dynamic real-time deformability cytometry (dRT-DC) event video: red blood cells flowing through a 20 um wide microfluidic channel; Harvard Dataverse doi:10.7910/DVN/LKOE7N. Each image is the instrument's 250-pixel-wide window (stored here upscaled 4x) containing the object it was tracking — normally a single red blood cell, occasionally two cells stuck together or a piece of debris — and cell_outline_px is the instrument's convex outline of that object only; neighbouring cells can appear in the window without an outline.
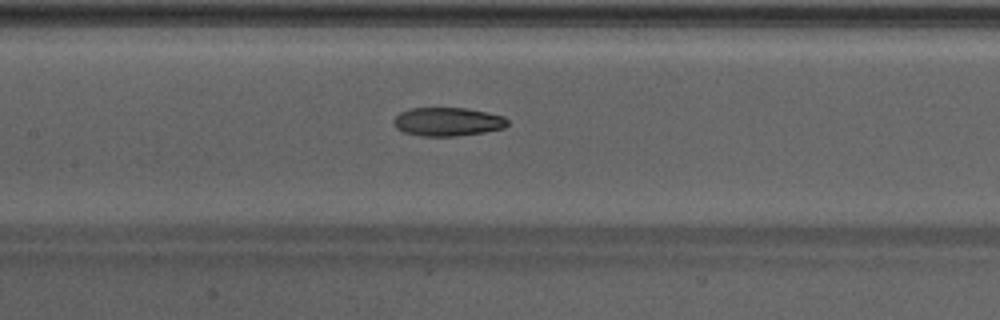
{"species": "Egyptian fruit bat (a non-hibernating species)", "species_latin": "Rousettus aegyptiacus", "temperature_condition": "warm", "stored_images_in_passage": 42, "camera_frame_rate_fps": 3000, "um_per_image_px": 0.085, "animal": {"sex": "male"}, "frame": {"image": 1, "passage_image": 20, "time_ms": 6.333, "image_size_px": [1000, 320], "cell_outline_px": [[508, 124], [504, 128], [484, 132], [456, 136], [420, 136], [404, 132], [396, 128], [392, 124], [392, 120], [400, 112], [408, 108], [468, 108], [504, 116], [508, 120]], "centroid_in_image_um": [38.02, 10.34], "position_along_channel_um": 169.4, "area_um2": 19.13}}
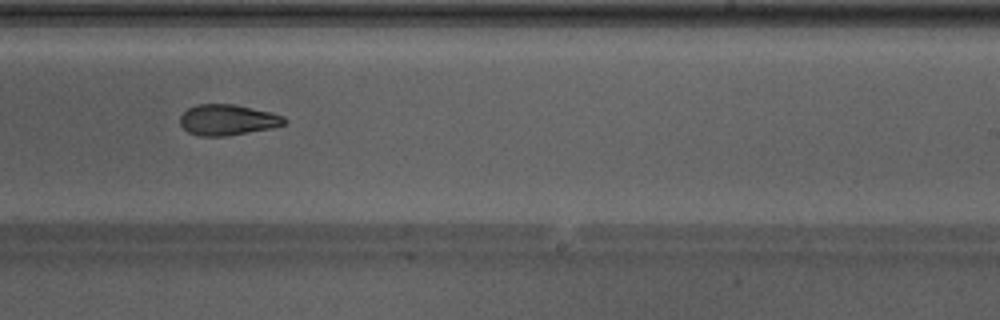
{"frame": {"image": 2, "passage_image": 27, "time_ms": 8.667, "image_size_px": [1000, 320], "cell_outline_px": [[288, 120], [284, 124], [272, 128], [228, 136], [200, 136], [188, 132], [180, 124], [180, 116], [188, 108], [196, 104], [232, 104], [272, 112], [284, 116]], "centroid_in_image_um": [19.36, 10.19], "position_along_channel_um": 269.6, "area_um2": 18.79}}
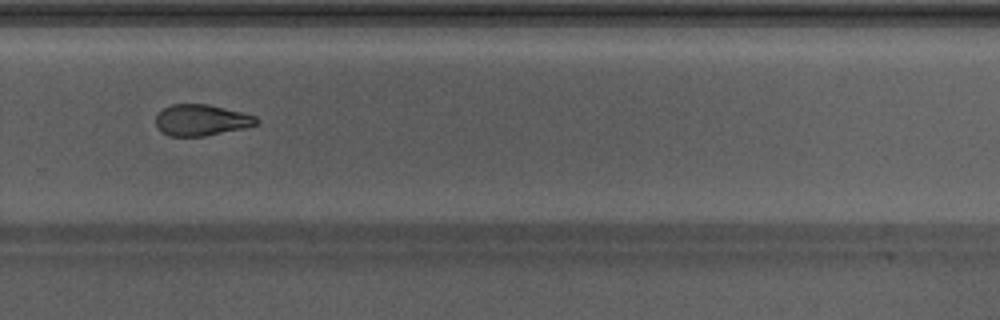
{"frame": {"image": 3, "passage_image": 30, "time_ms": 9.667, "image_size_px": [1000, 320], "cell_outline_px": [[260, 120], [256, 124], [244, 128], [204, 136], [168, 136], [156, 128], [156, 116], [164, 108], [172, 104], [208, 104], [256, 116]], "centroid_in_image_um": [17.09, 10.21], "position_along_channel_um": 312.7, "area_um2": 18.21}, "authors_computed_cell_mechanics": {"area_um2": 19.6809, "velocity_mm_per_s": 4.3186, "shape_relaxation_time_tau1_ms": 3.9883, "shape_relaxation_time_tau2_ms": 4.8984, "deformation_change_tau1": 0.1693, "deformation_change_tau2": 0.1407}}